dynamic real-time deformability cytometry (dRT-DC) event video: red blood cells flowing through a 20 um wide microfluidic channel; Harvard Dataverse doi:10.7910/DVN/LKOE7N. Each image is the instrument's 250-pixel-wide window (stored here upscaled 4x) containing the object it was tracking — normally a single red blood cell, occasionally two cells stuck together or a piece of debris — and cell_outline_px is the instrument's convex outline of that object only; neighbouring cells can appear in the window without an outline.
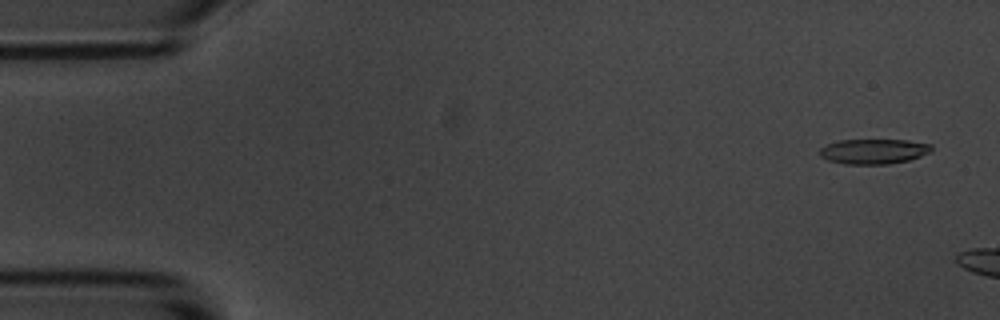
{"species": "common noctule bat (a hibernating species)", "species_latin": "Nyctalus noctula", "temperature_condition": "room temperature", "stored_images_in_passage": 4, "camera_frame_rate_fps": 3000, "um_per_image_px": 0.085, "animal": {"sex": "male", "body_mass_g": 20.1, "forearm_length_mm": 53.5}, "frame": {"image": 1, "passage_image": 1, "time_ms": 0.0, "image_size_px": [1000, 320], "cell_outline_px": [[932, 152], [908, 160], [888, 164], [844, 164], [828, 160], [820, 156], [820, 148], [828, 144], [840, 140], [908, 140], [932, 144]], "centroid_in_image_um": [74.28, 12.86], "position_along_channel_um": 10.7, "area_um2": 16.3}}